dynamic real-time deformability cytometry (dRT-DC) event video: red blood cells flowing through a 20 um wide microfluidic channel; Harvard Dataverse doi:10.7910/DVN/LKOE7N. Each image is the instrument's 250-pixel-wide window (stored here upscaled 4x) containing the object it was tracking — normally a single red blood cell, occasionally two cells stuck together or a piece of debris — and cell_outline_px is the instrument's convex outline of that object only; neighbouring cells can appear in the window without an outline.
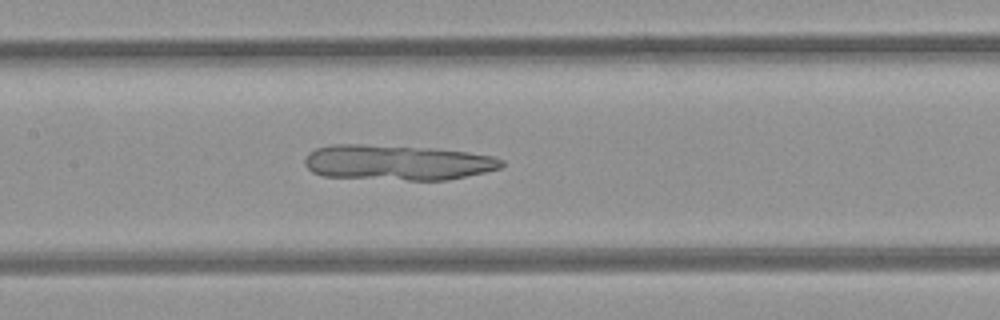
{"species": "common noctule bat (a hibernating species)", "species_latin": "Nyctalus noctula", "temperature_condition": "room temperature", "stored_images_in_passage": 52, "camera_frame_rate_fps": 3000, "um_per_image_px": 0.085, "animal": {"sex": "female", "body_mass_g": 21.9}, "frame": {"image": 1, "passage_image": 25, "time_ms": 8.0, "image_size_px": [1000, 320], "cell_outline_px": [[504, 164], [500, 168], [484, 172], [448, 180], [408, 180], [324, 176], [312, 172], [304, 164], [304, 160], [308, 152], [316, 148], [332, 144], [360, 144], [428, 148], [464, 152], [492, 156], [504, 160]], "centroid_in_image_um": [33.73, 13.81], "position_along_channel_um": 173.7, "area_um2": 40.29}}
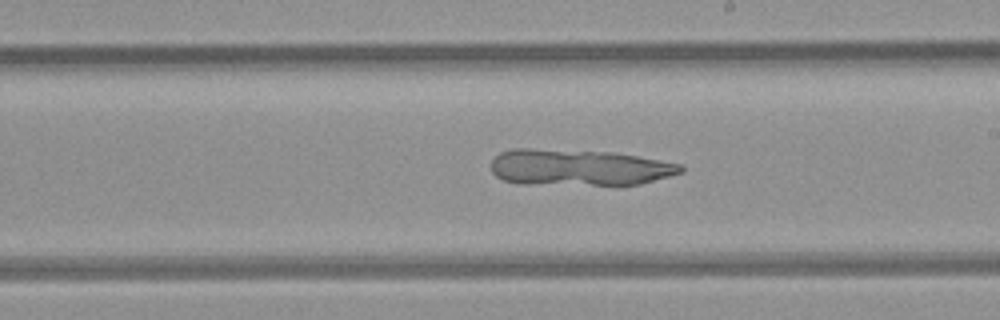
{"frame": {"image": 2, "passage_image": 30, "time_ms": 9.667, "image_size_px": [1000, 320], "cell_outline_px": [[684, 172], [640, 184], [516, 184], [504, 180], [496, 176], [492, 172], [492, 160], [500, 152], [512, 148], [528, 148], [612, 152], [636, 156], [680, 164], [684, 168]], "centroid_in_image_um": [49.16, 14.23], "position_along_channel_um": 239.8, "area_um2": 40.0}}
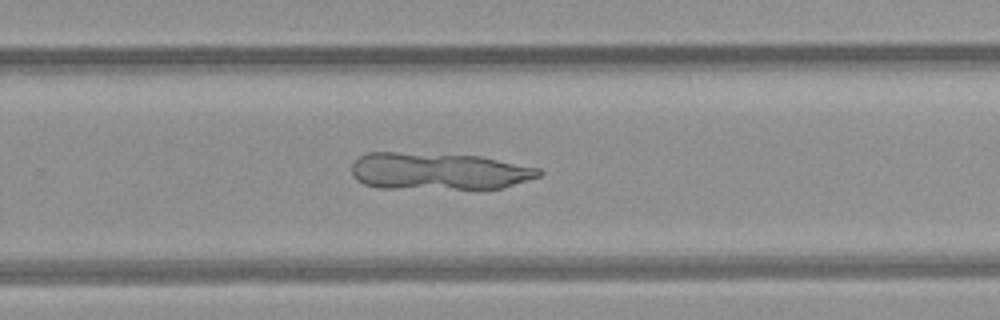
{"frame": {"image": 3, "passage_image": 34, "time_ms": 11.0, "image_size_px": [1000, 320], "cell_outline_px": [[544, 172], [540, 176], [504, 188], [376, 188], [364, 184], [356, 180], [352, 172], [352, 164], [360, 156], [368, 152], [396, 152], [480, 156], [540, 168]], "centroid_in_image_um": [37.28, 14.55], "position_along_channel_um": 292.5, "area_um2": 40.46}}